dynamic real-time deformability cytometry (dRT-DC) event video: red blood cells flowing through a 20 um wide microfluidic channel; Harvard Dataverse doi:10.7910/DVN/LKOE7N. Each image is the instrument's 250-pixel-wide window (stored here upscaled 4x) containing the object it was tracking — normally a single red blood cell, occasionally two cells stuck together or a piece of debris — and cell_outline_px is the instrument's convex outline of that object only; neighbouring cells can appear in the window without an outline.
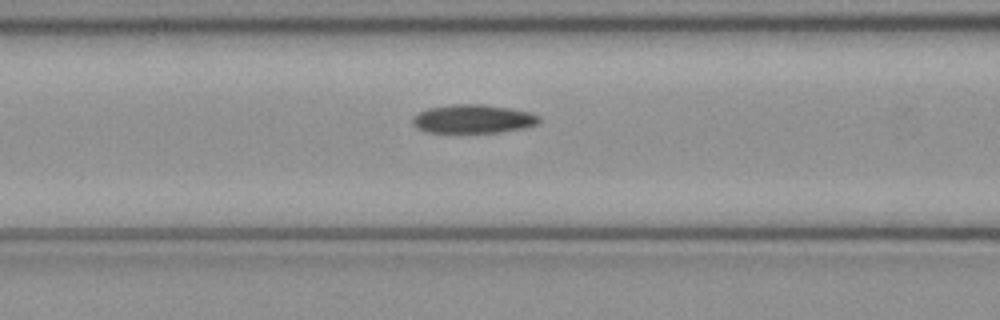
{"species": "common noctule bat (a hibernating species)", "species_latin": "Nyctalus noctula", "temperature_condition": "cold", "stored_images_in_passage": 50, "camera_frame_rate_fps": 3000, "um_per_image_px": 0.085, "animal": {"sex": "female", "body_mass_g": 21.9}, "frame": {"image": 1, "passage_image": 20, "time_ms": 6.333, "image_size_px": [1000, 320], "cell_outline_px": [[540, 120], [536, 124], [524, 128], [500, 132], [424, 132], [416, 128], [412, 124], [412, 120], [420, 112], [428, 108], [452, 104], [484, 104], [512, 108], [532, 112], [540, 116]], "centroid_in_image_um": [40.24, 10.1], "position_along_channel_um": 126.4, "area_um2": 21.21}}
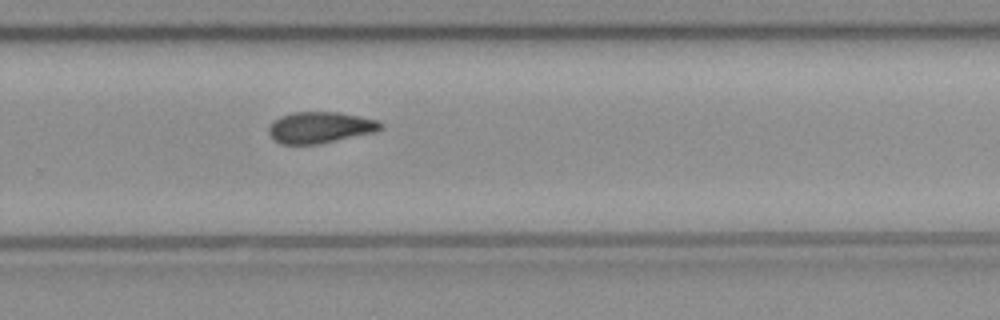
{"frame": {"image": 2, "passage_image": 33, "time_ms": 10.667, "image_size_px": [1000, 320], "cell_outline_px": [[384, 128], [376, 132], [320, 144], [280, 144], [272, 140], [268, 132], [268, 128], [272, 120], [280, 116], [292, 112], [336, 112], [360, 116], [380, 120], [384, 124]], "centroid_in_image_um": [27.22, 10.84], "position_along_channel_um": 302.6, "area_um2": 20.87}}
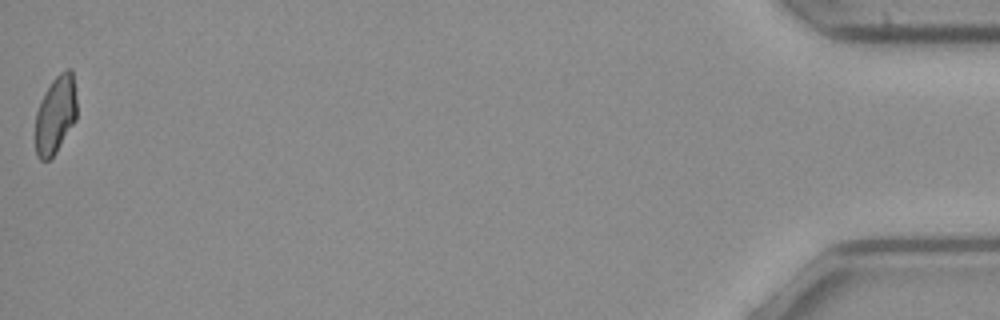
{"frame": {"image": 3, "passage_image": 50, "time_ms": 16.333, "image_size_px": [1000, 320], "cell_outline_px": [[76, 120], [56, 152], [48, 160], [40, 160], [36, 156], [36, 112], [40, 100], [44, 92], [52, 80], [60, 72], [68, 68], [72, 68], [76, 100]], "centroid_in_image_um": [4.72, 9.73], "position_along_channel_um": 430.5, "area_um2": 18.84}}